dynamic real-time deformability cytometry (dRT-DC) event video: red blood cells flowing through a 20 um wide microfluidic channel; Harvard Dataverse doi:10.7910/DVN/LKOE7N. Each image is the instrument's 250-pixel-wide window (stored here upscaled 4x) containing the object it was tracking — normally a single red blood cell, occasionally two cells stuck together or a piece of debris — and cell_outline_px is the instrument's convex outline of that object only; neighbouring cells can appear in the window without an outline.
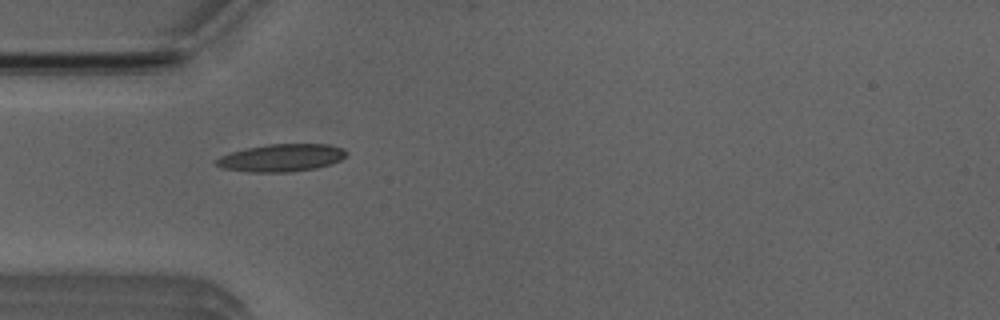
{"species": "Egyptian fruit bat (a non-hibernating species)", "species_latin": "Rousettus aegyptiacus", "temperature_condition": "room temperature", "stored_images_in_passage": 37, "camera_frame_rate_fps": 3000, "um_per_image_px": 0.085, "animal": {"sex": "male"}, "frame": {"image": 1, "passage_image": 1, "time_ms": 0.0, "image_size_px": [1000, 320], "cell_outline_px": [[348, 152], [340, 160], [316, 168], [288, 172], [248, 172], [224, 168], [216, 164], [216, 160], [220, 156], [232, 152], [248, 148], [268, 144], [328, 144], [340, 148]], "centroid_in_image_um": [23.91, 13.41], "position_along_channel_um": 61.1, "area_um2": 20.52}}
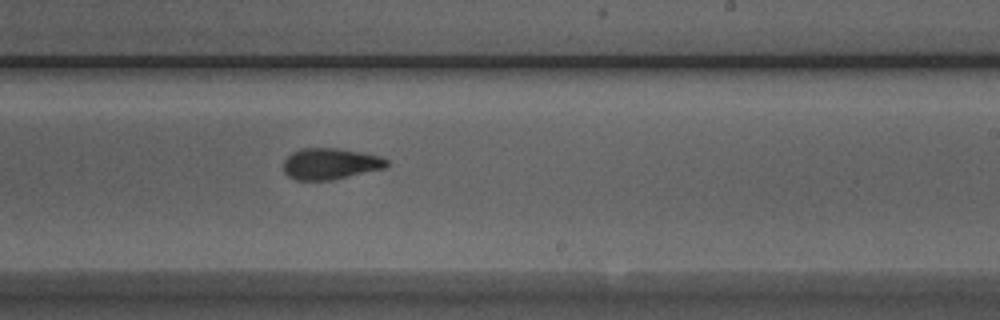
{"frame": {"image": 2, "passage_image": 16, "time_ms": 5.0, "image_size_px": [1000, 320], "cell_outline_px": [[388, 164], [384, 168], [332, 180], [296, 180], [288, 176], [284, 172], [284, 160], [292, 152], [300, 148], [336, 148], [360, 152], [380, 156], [388, 160]], "centroid_in_image_um": [28.05, 13.92], "position_along_channel_um": 260.9, "area_um2": 18.73}}
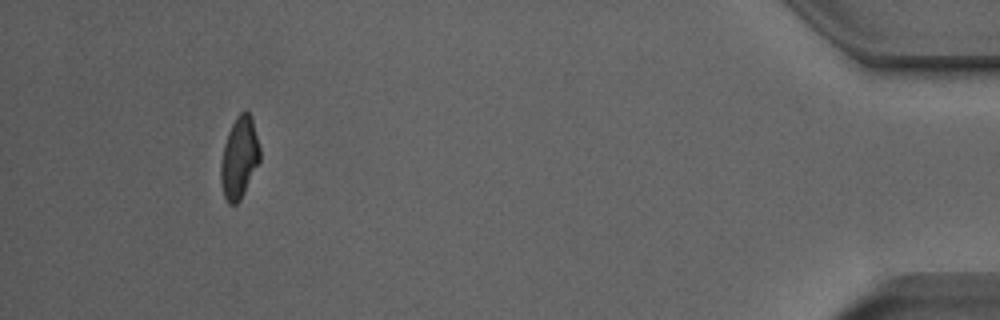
{"frame": {"image": 3, "passage_image": 33, "time_ms": 10.667, "image_size_px": [1000, 320], "cell_outline_px": [[260, 160], [240, 200], [236, 204], [228, 204], [224, 196], [220, 180], [220, 160], [224, 144], [228, 132], [236, 116], [244, 108], [248, 112], [252, 120], [260, 148]], "centroid_in_image_um": [20.32, 13.4], "position_along_channel_um": 414.9, "area_um2": 18.55}, "authors_computed_cell_mechanics": {"area_um2": 19.1318, "velocity_mm_per_s": 4.031, "shape_relaxation_time_tau1_ms": 4.8908, "shape_relaxation_time_tau2_ms": 2.0915, "deformation_change_tau1": 0.1969, "deformation_change_tau2": 0.1013}}